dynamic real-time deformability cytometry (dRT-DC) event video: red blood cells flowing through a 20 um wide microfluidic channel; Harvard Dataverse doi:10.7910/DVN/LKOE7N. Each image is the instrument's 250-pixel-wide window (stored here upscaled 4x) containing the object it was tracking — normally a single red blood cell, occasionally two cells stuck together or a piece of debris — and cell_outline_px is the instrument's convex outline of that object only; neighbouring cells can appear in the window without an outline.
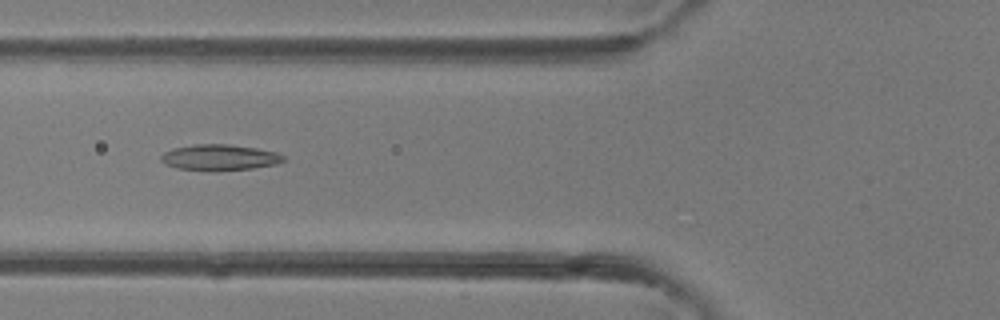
{"species": "common noctule bat (a hibernating species)", "species_latin": "Nyctalus noctula", "temperature_condition": "room temperature", "stored_images_in_passage": 40, "camera_frame_rate_fps": 3000, "um_per_image_px": 0.085, "animal": {"sex": "female"}, "frame": {"image": 1, "passage_image": 15, "time_ms": 4.667, "image_size_px": [1000, 320], "cell_outline_px": [[284, 160], [276, 164], [252, 168], [220, 172], [212, 172], [176, 168], [164, 164], [160, 160], [160, 156], [164, 152], [172, 148], [196, 144], [228, 144], [256, 148], [276, 152], [284, 156]], "centroid_in_image_um": [18.61, 13.4], "position_along_channel_um": 107.2, "area_um2": 18.84}}
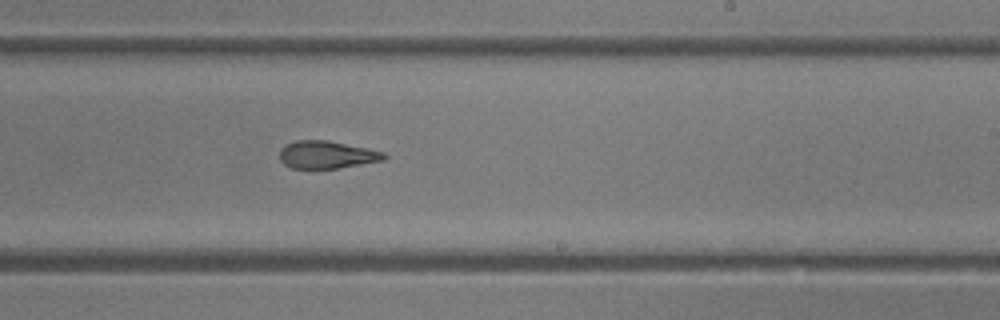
{"frame": {"image": 2, "passage_image": 24, "time_ms": 7.667, "image_size_px": [1000, 320], "cell_outline_px": [[388, 156], [384, 160], [336, 168], [292, 168], [284, 164], [280, 160], [280, 148], [284, 144], [296, 140], [328, 140], [368, 148], [384, 152]], "centroid_in_image_um": [27.76, 13.13], "position_along_channel_um": 261.2, "area_um2": 16.82}}
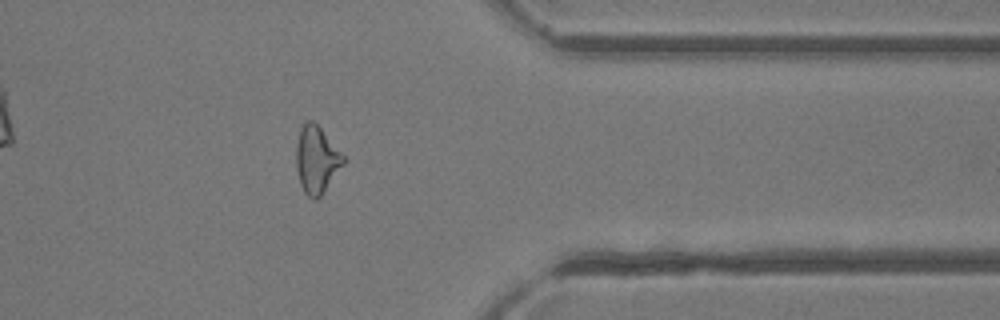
{"frame": {"image": 3, "passage_image": 32, "time_ms": 10.333, "image_size_px": [1000, 320], "cell_outline_px": [[344, 164], [320, 196], [316, 200], [312, 200], [304, 192], [300, 184], [296, 168], [296, 148], [300, 128], [304, 120], [312, 120], [320, 128], [344, 156]], "centroid_in_image_um": [26.88, 13.58], "position_along_channel_um": 384.5, "area_um2": 18.26}}